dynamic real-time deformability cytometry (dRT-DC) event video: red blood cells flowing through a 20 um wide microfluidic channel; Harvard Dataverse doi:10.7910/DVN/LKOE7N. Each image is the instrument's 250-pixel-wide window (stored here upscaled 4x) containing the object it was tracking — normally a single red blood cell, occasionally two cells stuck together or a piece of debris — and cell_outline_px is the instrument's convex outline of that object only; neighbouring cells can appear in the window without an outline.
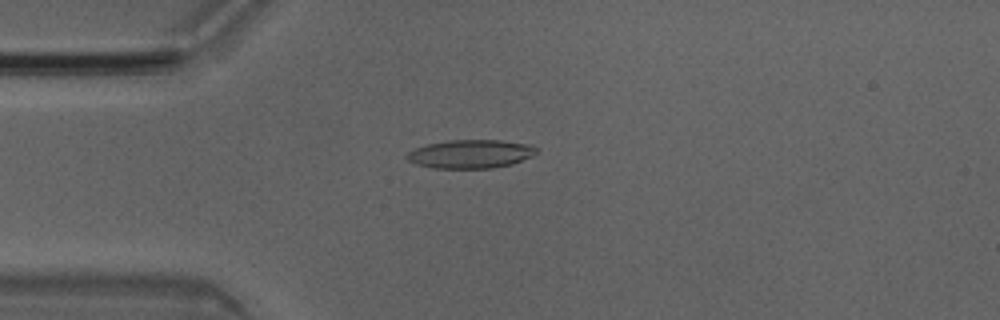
{"species": "Egyptian fruit bat (a non-hibernating species)", "species_latin": "Rousettus aegyptiacus", "temperature_condition": "room temperature", "stored_images_in_passage": 30, "camera_frame_rate_fps": 3000, "um_per_image_px": 0.085, "animal": {"sex": "male"}, "frame": {"image": 1, "passage_image": 12, "time_ms": 3.667, "image_size_px": [1000, 320], "cell_outline_px": [[540, 148], [532, 156], [512, 164], [492, 168], [432, 168], [416, 164], [408, 160], [404, 156], [408, 152], [416, 148], [428, 144], [448, 140], [500, 140], [528, 144]], "centroid_in_image_um": [40.0, 13.08], "position_along_channel_um": 45.0, "area_um2": 21.56}}
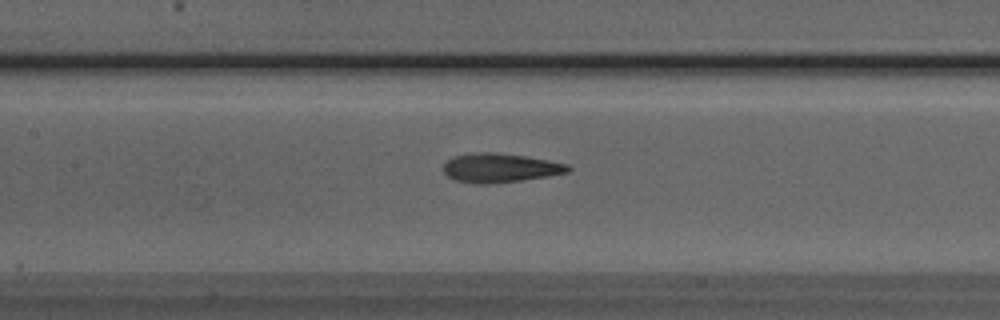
{"frame": {"image": 2, "passage_image": 22, "time_ms": 7.0, "image_size_px": [1000, 320], "cell_outline_px": [[572, 168], [568, 172], [548, 176], [492, 184], [476, 184], [456, 180], [448, 176], [440, 168], [448, 160], [456, 156], [476, 152], [496, 152], [524, 156], [548, 160], [568, 164]], "centroid_in_image_um": [42.49, 14.27], "position_along_channel_um": 164.9, "area_um2": 21.1}}
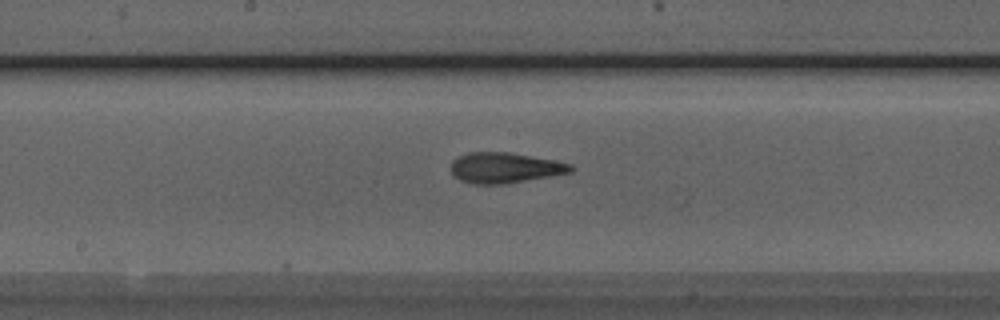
{"frame": {"image": 3, "passage_image": 25, "time_ms": 8.0, "image_size_px": [1000, 320], "cell_outline_px": [[576, 168], [572, 172], [508, 184], [472, 184], [460, 180], [452, 176], [452, 160], [468, 152], [508, 152], [556, 160], [572, 164]], "centroid_in_image_um": [42.94, 14.27], "position_along_channel_um": 205.3, "area_um2": 21.56}}